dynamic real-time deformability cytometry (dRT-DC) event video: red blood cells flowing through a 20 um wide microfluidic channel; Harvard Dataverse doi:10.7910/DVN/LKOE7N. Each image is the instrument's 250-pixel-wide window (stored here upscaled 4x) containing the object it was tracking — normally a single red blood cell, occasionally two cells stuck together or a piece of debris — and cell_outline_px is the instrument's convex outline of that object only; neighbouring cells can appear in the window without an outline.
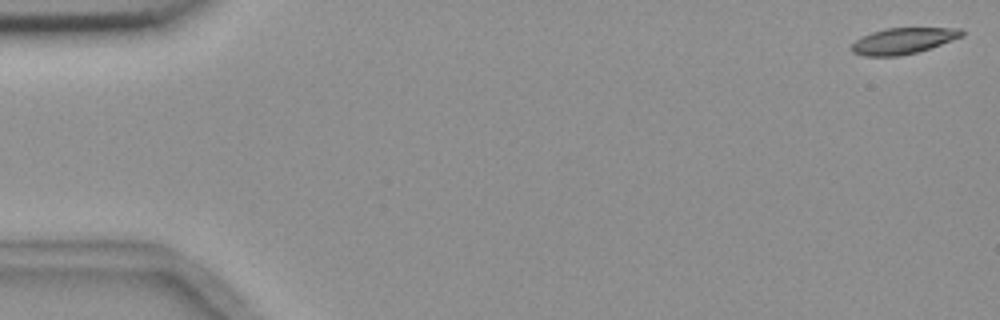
{"species": "common noctule bat (a hibernating species)", "species_latin": "Nyctalus noctula", "temperature_condition": "room temperature", "stored_images_in_passage": 5, "camera_frame_rate_fps": 3000, "um_per_image_px": 0.085, "animal": {"sex": "female", "body_mass_g": 18.4}, "frame": {"image": 1, "passage_image": 1, "time_ms": 0.0, "image_size_px": [1000, 320], "cell_outline_px": [[964, 36], [916, 52], [900, 56], [864, 56], [852, 52], [852, 44], [856, 40], [872, 32], [888, 28], [960, 28], [964, 32]], "centroid_in_image_um": [76.77, 3.47], "position_along_channel_um": 8.2, "area_um2": 16.47}}
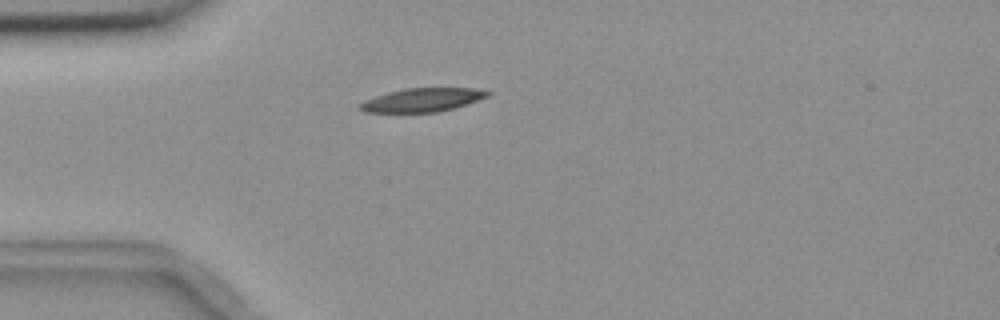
{"frame": {"image": 2, "passage_image": 4, "time_ms": 4.667, "image_size_px": [1000, 320], "cell_outline_px": [[492, 92], [488, 96], [456, 108], [436, 112], [364, 112], [356, 108], [364, 100], [388, 92], [408, 88], [472, 88]], "centroid_in_image_um": [35.88, 8.5], "position_along_channel_um": 49.1, "area_um2": 17.46}}